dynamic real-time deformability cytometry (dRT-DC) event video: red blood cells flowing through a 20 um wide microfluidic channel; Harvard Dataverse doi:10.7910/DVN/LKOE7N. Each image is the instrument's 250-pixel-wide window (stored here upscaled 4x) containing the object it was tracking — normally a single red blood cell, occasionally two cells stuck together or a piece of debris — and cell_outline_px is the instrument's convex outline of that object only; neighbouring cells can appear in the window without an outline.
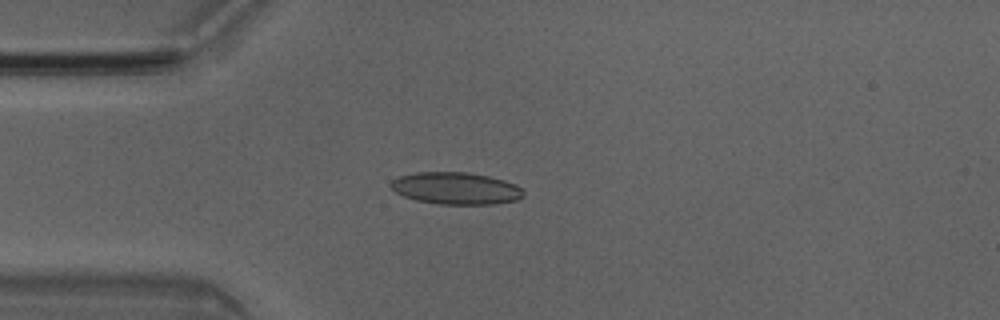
{"species": "Egyptian fruit bat (a non-hibernating species)", "species_latin": "Rousettus aegyptiacus", "temperature_condition": "room temperature", "stored_images_in_passage": 3, "camera_frame_rate_fps": 3000, "um_per_image_px": 0.085, "animal": {"sex": "male"}, "frame": {"image": 1, "passage_image": 3, "time_ms": 0.667, "image_size_px": [1000, 320], "cell_outline_px": [[524, 196], [516, 200], [492, 204], [440, 204], [416, 200], [404, 196], [396, 192], [388, 184], [392, 180], [400, 176], [416, 172], [468, 172], [488, 176], [504, 180], [516, 184], [524, 192]], "centroid_in_image_um": [38.75, 16.0], "position_along_channel_um": 46.3, "area_um2": 24.74}}